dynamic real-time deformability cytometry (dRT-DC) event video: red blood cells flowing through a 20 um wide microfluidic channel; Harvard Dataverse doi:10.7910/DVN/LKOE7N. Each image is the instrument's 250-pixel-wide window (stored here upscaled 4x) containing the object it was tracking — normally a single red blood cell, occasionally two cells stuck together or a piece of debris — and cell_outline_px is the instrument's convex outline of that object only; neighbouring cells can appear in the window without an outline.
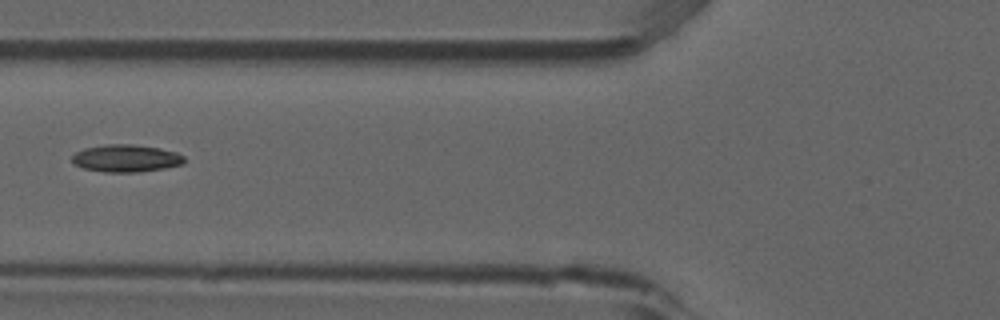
{"species": "common noctule bat (a hibernating species)", "species_latin": "Nyctalus noctula", "temperature_condition": "room temperature", "stored_images_in_passage": 7, "camera_frame_rate_fps": 3000, "um_per_image_px": 0.085, "animal": {"sex": "male", "forearm_length_mm": 52.5}, "frame": {"image": 1, "passage_image": 6, "time_ms": 1.667, "image_size_px": [1000, 320], "cell_outline_px": [[184, 164], [164, 168], [136, 172], [104, 172], [84, 168], [72, 164], [72, 156], [76, 152], [84, 148], [108, 144], [132, 144], [160, 148], [176, 152], [184, 156]], "centroid_in_image_um": [10.7, 13.45], "position_along_channel_um": 115.1, "area_um2": 17.92}}
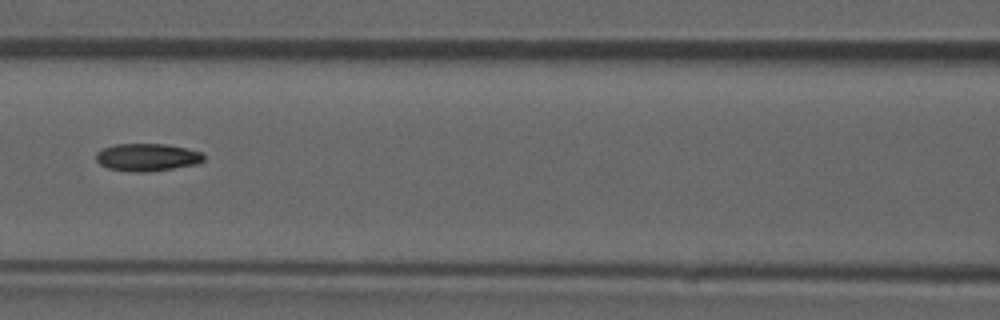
{"frame": {"image": 2, "passage_image": 7, "time_ms": 2.0, "image_size_px": [1000, 320], "cell_outline_px": [[204, 160], [196, 164], [172, 168], [144, 172], [128, 172], [108, 168], [100, 164], [96, 160], [96, 152], [104, 148], [116, 144], [164, 144], [184, 148], [200, 152], [204, 156]], "centroid_in_image_um": [12.46, 13.37], "position_along_channel_um": 154.1, "area_um2": 17.11}}